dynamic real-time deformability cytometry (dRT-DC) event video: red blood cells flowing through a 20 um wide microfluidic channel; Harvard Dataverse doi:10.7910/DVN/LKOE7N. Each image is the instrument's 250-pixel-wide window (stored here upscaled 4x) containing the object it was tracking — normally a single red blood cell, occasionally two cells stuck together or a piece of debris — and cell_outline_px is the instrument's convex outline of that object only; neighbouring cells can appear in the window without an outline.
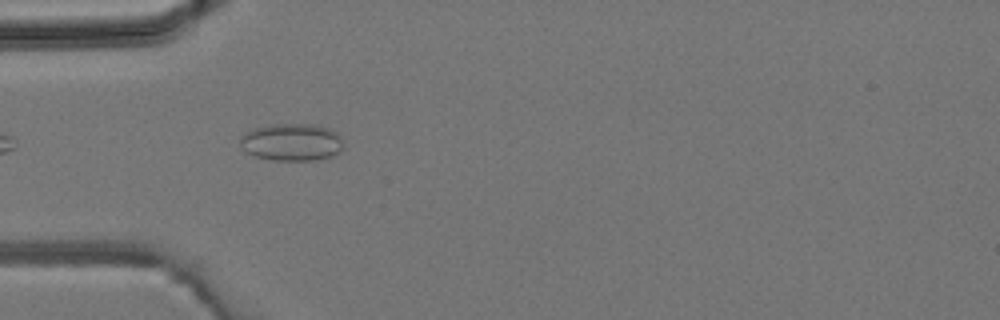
{"species": "common noctule bat (a hibernating species)", "species_latin": "Nyctalus noctula", "temperature_condition": "room temperature", "stored_images_in_passage": 7, "camera_frame_rate_fps": 3000, "um_per_image_px": 0.085, "animal": {"sex": "male", "body_mass_g": 19.2, "forearm_length_mm": 51.8}, "frame": {"image": 1, "passage_image": 4, "time_ms": 3.333, "image_size_px": [1000, 320], "cell_outline_px": [[344, 148], [340, 152], [332, 156], [316, 160], [268, 160], [244, 152], [240, 148], [240, 136], [244, 132], [252, 128], [272, 124], [312, 124], [328, 128], [336, 132], [344, 140]], "centroid_in_image_um": [24.78, 12.08], "position_along_channel_um": 60.2, "area_um2": 23.0}}
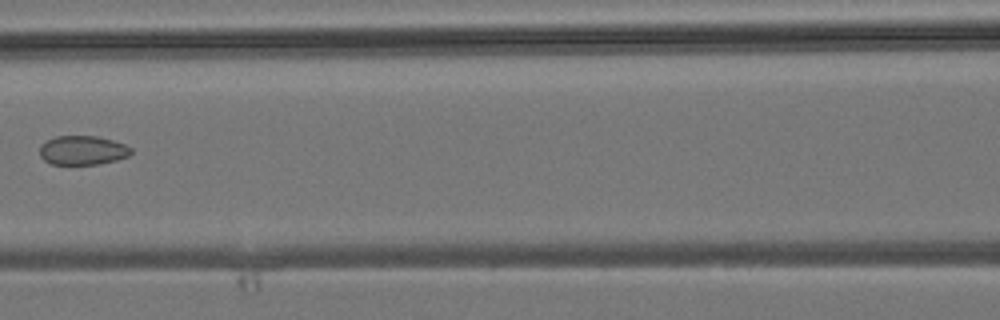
{"frame": {"image": 2, "passage_image": 6, "time_ms": 5.667, "image_size_px": [1000, 320], "cell_outline_px": [[132, 152], [128, 156], [116, 160], [96, 164], [52, 164], [44, 160], [40, 156], [40, 144], [56, 136], [96, 136], [112, 140], [124, 144], [132, 148]], "centroid_in_image_um": [7.01, 12.77], "position_along_channel_um": 159.6, "area_um2": 15.43}}
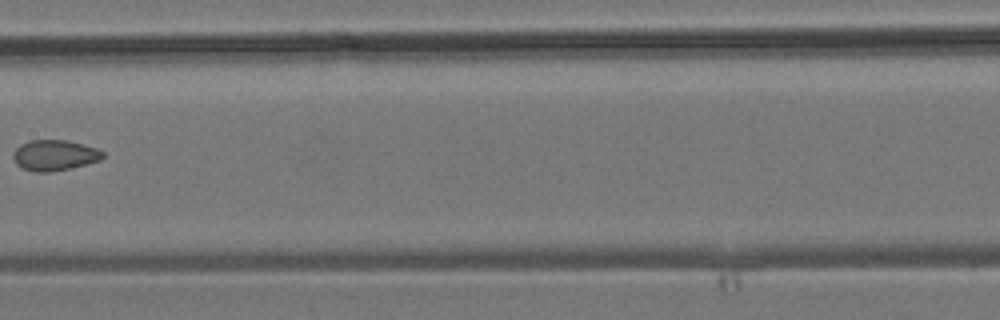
{"frame": {"image": 3, "passage_image": 7, "time_ms": 6.667, "image_size_px": [1000, 320], "cell_outline_px": [[104, 156], [100, 160], [52, 172], [36, 172], [24, 168], [16, 164], [12, 156], [12, 152], [20, 144], [28, 140], [68, 140], [96, 148], [104, 152]], "centroid_in_image_um": [4.6, 13.18], "position_along_channel_um": 202.8, "area_um2": 15.95}}